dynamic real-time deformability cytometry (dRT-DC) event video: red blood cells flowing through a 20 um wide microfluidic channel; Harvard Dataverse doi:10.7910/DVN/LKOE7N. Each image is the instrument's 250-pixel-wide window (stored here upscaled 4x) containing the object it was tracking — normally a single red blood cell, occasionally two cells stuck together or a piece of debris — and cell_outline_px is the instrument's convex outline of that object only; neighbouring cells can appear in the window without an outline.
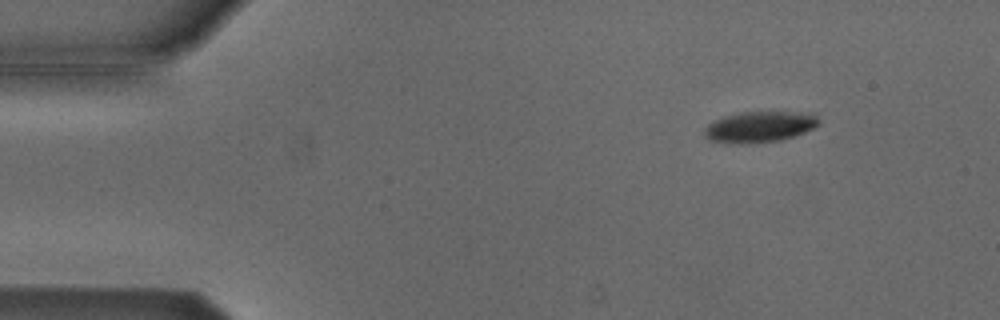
{"species": "Egyptian fruit bat (a non-hibernating species)", "species_latin": "Rousettus aegyptiacus", "temperature_condition": "cold", "stored_images_in_passage": 5, "camera_frame_rate_fps": 3000, "um_per_image_px": 0.085, "animal": {"sex": "male"}, "frame": {"image": 1, "passage_image": 2, "time_ms": 0.333, "image_size_px": [1000, 320], "cell_outline_px": [[820, 124], [816, 128], [792, 136], [776, 140], [712, 140], [704, 136], [704, 128], [712, 120], [724, 116], [740, 112], [816, 112], [820, 120]], "centroid_in_image_um": [64.68, 10.69], "position_along_channel_um": 20.3, "area_um2": 19.77}}